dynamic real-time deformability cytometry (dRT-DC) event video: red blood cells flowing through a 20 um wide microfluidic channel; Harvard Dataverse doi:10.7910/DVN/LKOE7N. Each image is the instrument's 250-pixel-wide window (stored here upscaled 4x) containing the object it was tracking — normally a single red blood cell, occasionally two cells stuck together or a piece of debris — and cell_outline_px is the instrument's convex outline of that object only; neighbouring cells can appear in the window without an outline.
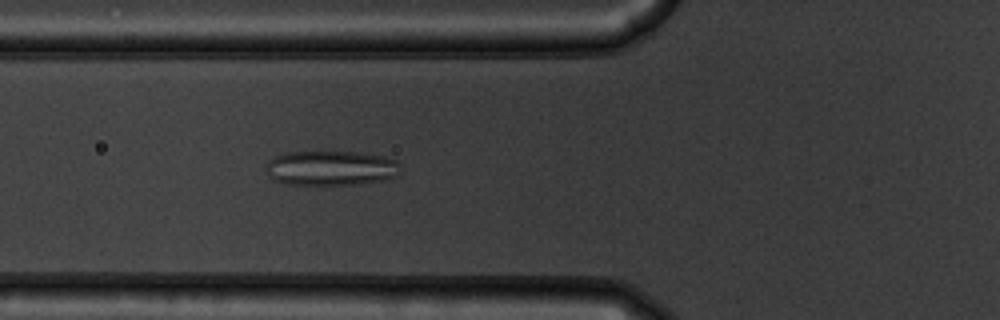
{"species": "common noctule bat (a hibernating species)", "species_latin": "Nyctalus noctula", "temperature_condition": "warm", "stored_images_in_passage": 43, "camera_frame_rate_fps": 3000, "um_per_image_px": 0.085, "animal": {"sex": "male", "body_mass_g": 19.5, "forearm_length_mm": 54.6}, "frame": {"image": 1, "passage_image": 11, "time_ms": 3.333, "image_size_px": [1000, 320], "cell_outline_px": [[400, 164], [396, 176], [384, 180], [356, 184], [284, 184], [272, 180], [268, 176], [264, 168], [268, 160], [284, 152], [360, 152], [384, 156], [396, 160]], "centroid_in_image_um": [28.08, 14.28], "position_along_channel_um": 97.7, "area_um2": 27.46}}
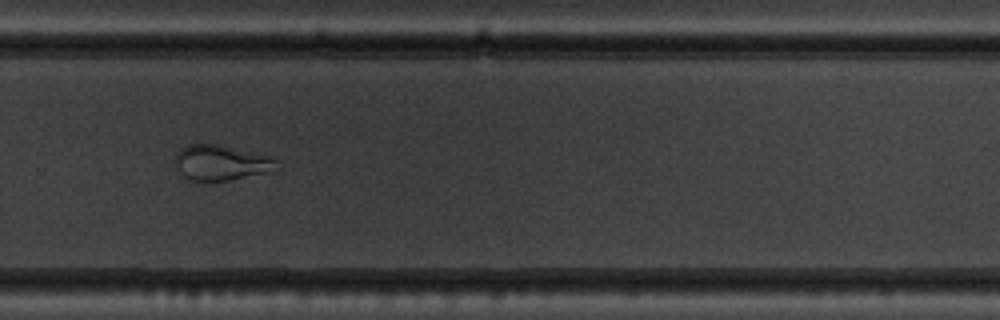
{"frame": {"image": 2, "passage_image": 28, "time_ms": 9.0, "image_size_px": [1000, 320], "cell_outline_px": [[280, 168], [276, 172], [228, 180], [192, 180], [184, 176], [180, 172], [176, 164], [176, 152], [180, 148], [188, 144], [216, 144], [276, 156], [280, 160]], "centroid_in_image_um": [18.95, 13.82], "position_along_channel_um": 310.8, "area_um2": 21.44}}
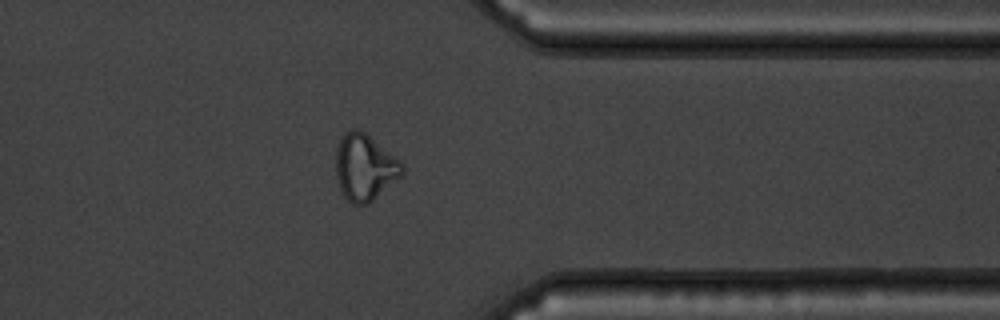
{"frame": {"image": 3, "passage_image": 34, "time_ms": 11.0, "image_size_px": [1000, 320], "cell_outline_px": [[404, 172], [400, 176], [368, 204], [352, 204], [340, 192], [336, 176], [336, 148], [340, 136], [344, 132], [352, 128], [356, 128], [364, 132], [400, 160], [404, 164]], "centroid_in_image_um": [30.97, 14.2], "position_along_channel_um": 380.4, "area_um2": 25.66}}